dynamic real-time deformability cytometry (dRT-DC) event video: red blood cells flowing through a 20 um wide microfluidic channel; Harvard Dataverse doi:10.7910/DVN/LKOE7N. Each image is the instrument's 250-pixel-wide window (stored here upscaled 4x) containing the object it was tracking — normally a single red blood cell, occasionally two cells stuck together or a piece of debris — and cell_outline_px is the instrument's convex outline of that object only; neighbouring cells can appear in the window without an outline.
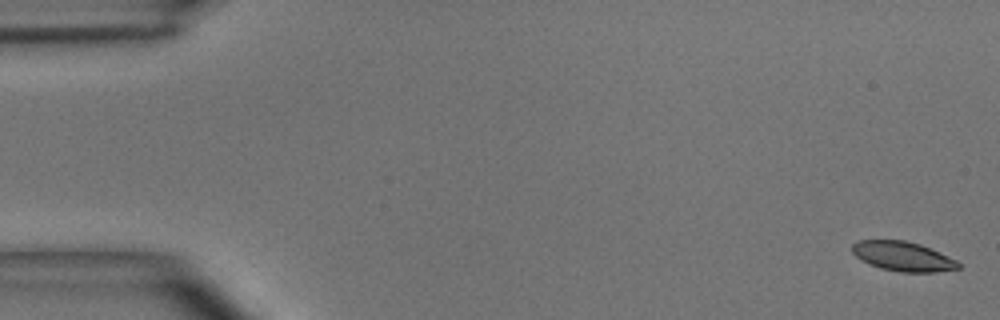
{"species": "common noctule bat (a hibernating species)", "species_latin": "Nyctalus noctula", "temperature_condition": "room temperature", "stored_images_in_passage": 30, "camera_frame_rate_fps": 3000, "um_per_image_px": 0.085, "animal": {"sex": "male", "body_mass_g": 15.6}, "frame": {"image": 1, "passage_image": 1, "time_ms": 0.0, "image_size_px": [1000, 320], "cell_outline_px": [[960, 268], [936, 272], [900, 272], [880, 268], [868, 264], [860, 260], [852, 252], [852, 244], [856, 240], [904, 240], [920, 244], [956, 260], [960, 264]], "centroid_in_image_um": [76.7, 21.79], "position_along_channel_um": 8.3, "area_um2": 18.26}}
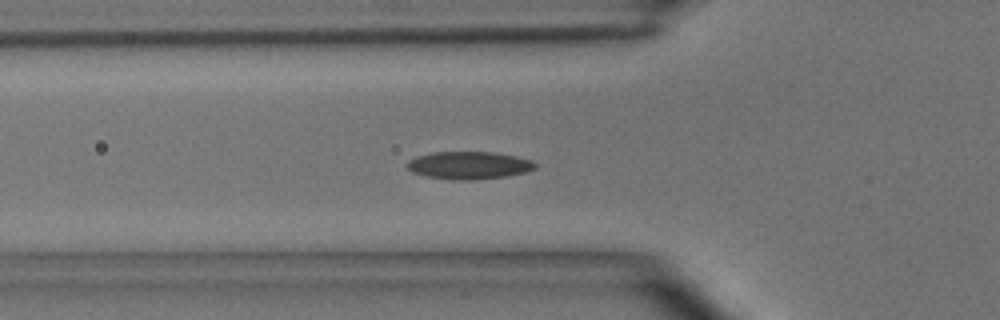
{"frame": {"image": 2, "passage_image": 17, "time_ms": 5.333, "image_size_px": [1000, 320], "cell_outline_px": [[536, 168], [528, 172], [508, 176], [472, 180], [452, 180], [424, 176], [412, 172], [408, 168], [408, 160], [416, 156], [432, 152], [496, 152], [516, 156], [532, 160], [536, 164]], "centroid_in_image_um": [39.88, 14.05], "position_along_channel_um": 85.9, "area_um2": 20.87}}
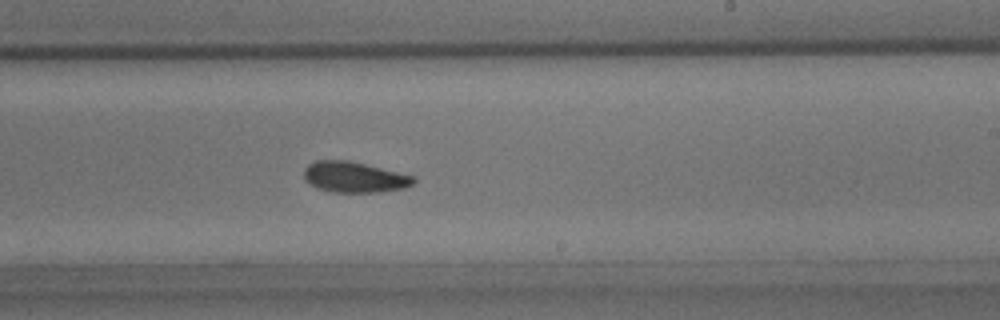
{"frame": {"image": 3, "passage_image": 30, "time_ms": 9.667, "image_size_px": [1000, 320], "cell_outline_px": [[416, 180], [412, 184], [404, 188], [380, 192], [332, 192], [316, 188], [308, 184], [304, 180], [304, 168], [308, 164], [316, 160], [348, 160], [416, 176]], "centroid_in_image_um": [30.09, 15.05], "position_along_channel_um": 258.9, "area_um2": 19.83}}